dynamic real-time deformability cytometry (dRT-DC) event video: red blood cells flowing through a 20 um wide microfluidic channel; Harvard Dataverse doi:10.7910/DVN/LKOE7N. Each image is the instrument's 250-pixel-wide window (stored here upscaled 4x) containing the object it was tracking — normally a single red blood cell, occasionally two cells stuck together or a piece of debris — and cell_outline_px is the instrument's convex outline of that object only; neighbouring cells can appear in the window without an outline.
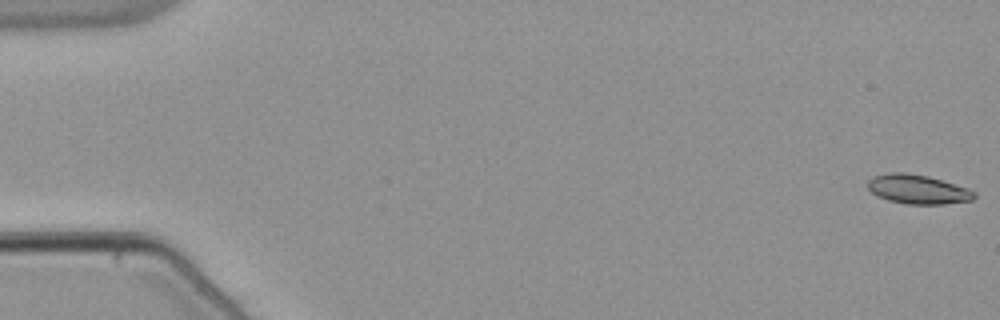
{"species": "common noctule bat (a hibernating species)", "species_latin": "Nyctalus noctula", "temperature_condition": "warm", "stored_images_in_passage": 54, "camera_frame_rate_fps": 3000, "um_per_image_px": 0.085, "animal": {"sex": "male", "body_mass_g": 21.5, "forearm_length_mm": 52.0}, "frame": {"image": 1, "passage_image": 1, "time_ms": 0.0, "image_size_px": [1000, 320], "cell_outline_px": [[976, 196], [972, 200], [944, 204], [904, 204], [888, 200], [876, 196], [868, 188], [868, 180], [872, 176], [888, 172], [904, 172], [928, 176], [968, 188], [976, 192]], "centroid_in_image_um": [77.99, 16.09], "position_along_channel_um": 7.0, "area_um2": 18.26}}
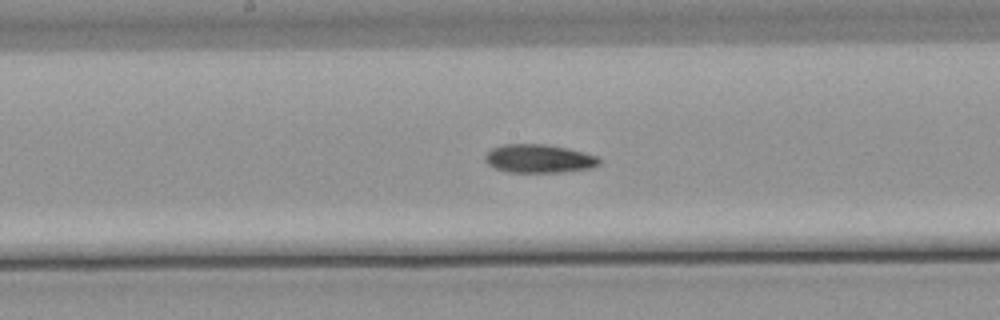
{"frame": {"image": 2, "passage_image": 29, "time_ms": 9.333, "image_size_px": [1000, 320], "cell_outline_px": [[600, 164], [592, 168], [560, 172], [508, 172], [496, 168], [488, 164], [484, 160], [484, 156], [492, 148], [504, 144], [548, 144], [568, 148], [600, 156]], "centroid_in_image_um": [45.84, 13.47], "position_along_channel_um": 202.4, "area_um2": 19.07}}
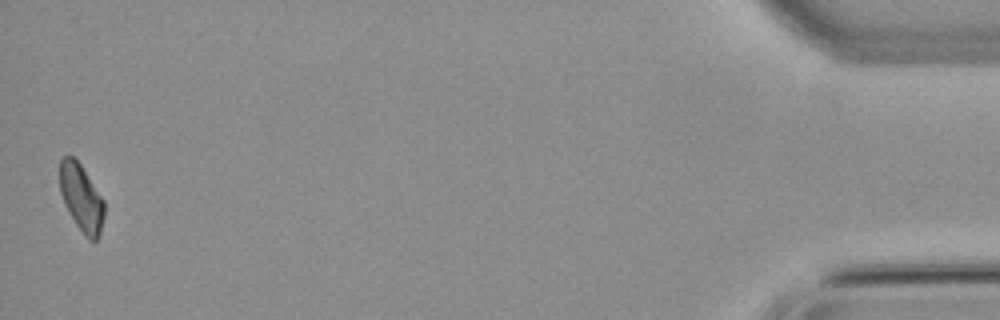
{"frame": {"image": 3, "passage_image": 54, "time_ms": 17.667, "image_size_px": [1000, 320], "cell_outline_px": [[104, 216], [100, 232], [96, 240], [88, 240], [84, 236], [76, 224], [64, 204], [60, 192], [60, 160], [64, 156], [72, 156], [80, 164], [104, 200]], "centroid_in_image_um": [6.91, 16.83], "position_along_channel_um": 428.3, "area_um2": 17.22}, "authors_computed_cell_mechanics": {"area_um2": 18.5249, "velocity_mm_per_s": 3.8256, "shape_relaxation_time_tau1_ms": 8.2146, "shape_relaxation_time_tau2_ms": null, "deformation_change_tau1": 0.1715, "deformation_change_tau2": null}}